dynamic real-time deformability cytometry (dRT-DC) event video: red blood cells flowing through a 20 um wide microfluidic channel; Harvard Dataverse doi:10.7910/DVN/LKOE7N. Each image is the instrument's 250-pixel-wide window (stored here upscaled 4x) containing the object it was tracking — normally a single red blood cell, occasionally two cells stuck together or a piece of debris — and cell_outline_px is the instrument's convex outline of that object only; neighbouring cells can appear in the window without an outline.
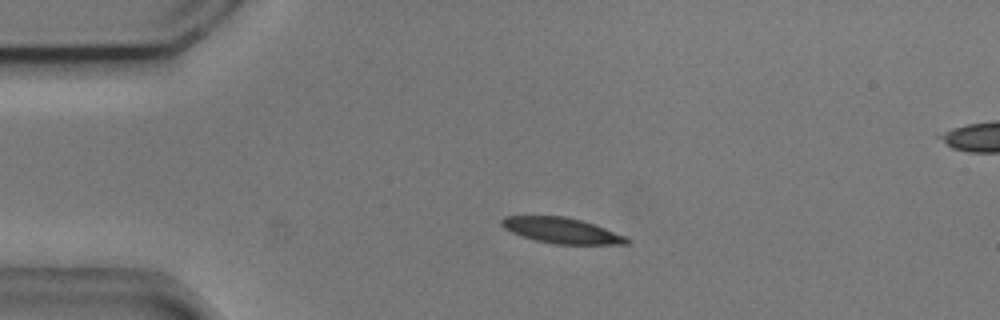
{"species": "common noctule bat (a hibernating species)", "species_latin": "Nyctalus noctula", "temperature_condition": "cold", "stored_images_in_passage": 5, "camera_frame_rate_fps": 3000, "um_per_image_px": 0.085, "animal": {"sex": "male", "body_mass_g": 20.5, "forearm_length_mm": 52.5}, "frame": {"image": 1, "passage_image": 2, "time_ms": 0.333, "image_size_px": [1000, 320], "cell_outline_px": [[632, 240], [628, 244], [556, 244], [536, 240], [512, 232], [504, 228], [500, 224], [500, 220], [504, 216], [564, 216], [580, 220], [628, 236]], "centroid_in_image_um": [47.77, 19.59], "position_along_channel_um": 37.2, "area_um2": 18.55}}